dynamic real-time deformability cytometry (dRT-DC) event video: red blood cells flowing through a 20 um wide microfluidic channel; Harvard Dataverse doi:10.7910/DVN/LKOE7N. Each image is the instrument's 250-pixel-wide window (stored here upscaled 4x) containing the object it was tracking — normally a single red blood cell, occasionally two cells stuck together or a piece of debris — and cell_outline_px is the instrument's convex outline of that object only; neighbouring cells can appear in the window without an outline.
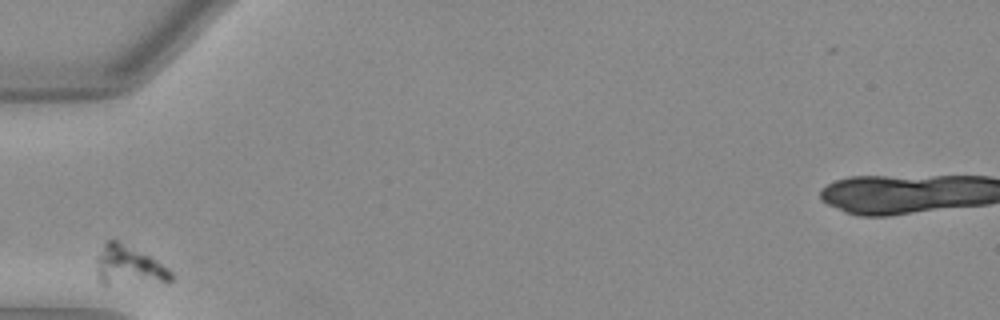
{"species": "Egyptian fruit bat (a non-hibernating species)", "species_latin": "Rousettus aegyptiacus", "temperature_condition": "warm", "stored_images_in_passage": 26, "camera_frame_rate_fps": 3000, "um_per_image_px": 0.085, "animal": {"sex": "female"}, "frame": {"image": 1, "passage_image": 1, "time_ms": 0.0, "image_size_px": [1000, 320], "cell_outline_px": [[172, 280], [108, 284], [104, 284], [100, 280], [96, 260], [104, 244], [108, 240], [116, 240], [156, 260], [168, 268], [172, 272]], "centroid_in_image_um": [10.93, 22.57], "position_along_channel_um": 74.1, "area_um2": 16.18}}
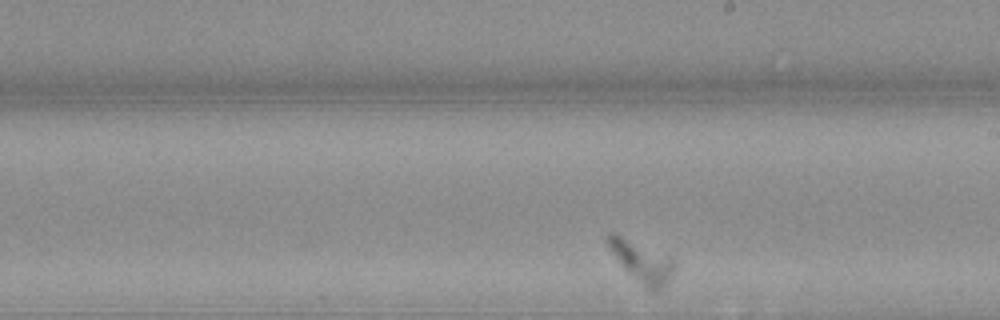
{"frame": {"image": 2, "passage_image": 15, "time_ms": 4.667, "image_size_px": [1000, 320], "cell_outline_px": [[676, 268], [672, 276], [664, 288], [652, 292], [648, 292], [620, 264], [608, 248], [604, 240], [608, 232], [616, 232], [668, 256], [676, 260]], "centroid_in_image_um": [54.54, 22.24], "position_along_channel_um": 234.5, "area_um2": 16.42}}
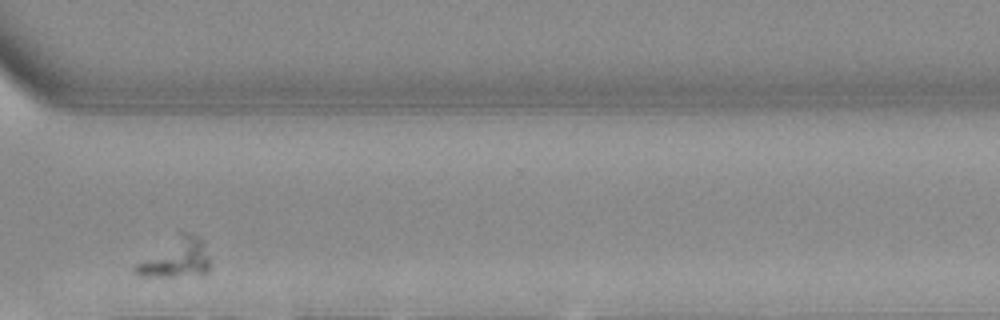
{"frame": {"image": 3, "passage_image": 25, "time_ms": 8.0, "image_size_px": [1000, 320], "cell_outline_px": [[212, 264], [208, 272], [204, 276], [140, 276], [132, 272], [132, 268], [136, 264], [184, 232], [196, 236], [204, 244]], "centroid_in_image_um": [15.02, 22.02], "position_along_channel_um": 355.6, "area_um2": 16.59}}